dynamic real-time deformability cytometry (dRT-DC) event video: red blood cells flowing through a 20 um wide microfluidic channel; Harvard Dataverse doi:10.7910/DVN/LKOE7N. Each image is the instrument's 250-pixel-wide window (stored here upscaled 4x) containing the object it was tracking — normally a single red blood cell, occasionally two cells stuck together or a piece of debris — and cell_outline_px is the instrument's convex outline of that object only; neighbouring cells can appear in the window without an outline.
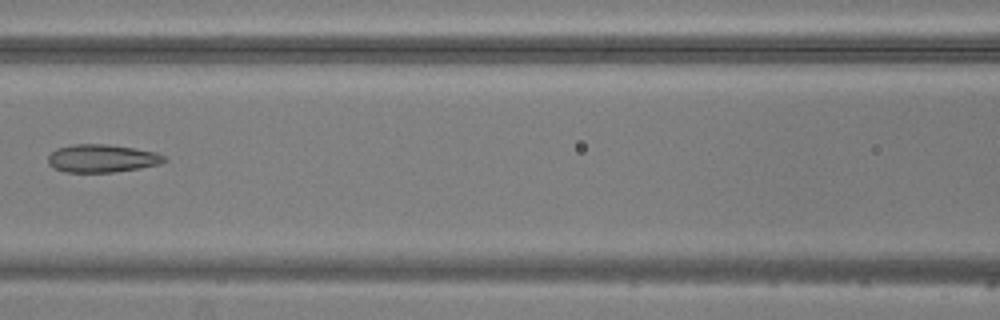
{"species": "common noctule bat (a hibernating species)", "species_latin": "Nyctalus noctula", "temperature_condition": "warm", "stored_images_in_passage": 5, "camera_frame_rate_fps": 3000, "um_per_image_px": 0.085, "animal": {"sex": "male", "body_mass_g": 20.5, "forearm_length_mm": 52.5}, "frame": {"image": 1, "passage_image": 5, "time_ms": 4.667, "image_size_px": [1000, 320], "cell_outline_px": [[168, 160], [160, 164], [140, 168], [112, 172], [64, 172], [52, 168], [48, 164], [48, 156], [56, 148], [72, 144], [104, 144], [132, 148], [156, 152], [164, 156]], "centroid_in_image_um": [8.64, 13.47], "position_along_channel_um": 158.0, "area_um2": 18.96}}